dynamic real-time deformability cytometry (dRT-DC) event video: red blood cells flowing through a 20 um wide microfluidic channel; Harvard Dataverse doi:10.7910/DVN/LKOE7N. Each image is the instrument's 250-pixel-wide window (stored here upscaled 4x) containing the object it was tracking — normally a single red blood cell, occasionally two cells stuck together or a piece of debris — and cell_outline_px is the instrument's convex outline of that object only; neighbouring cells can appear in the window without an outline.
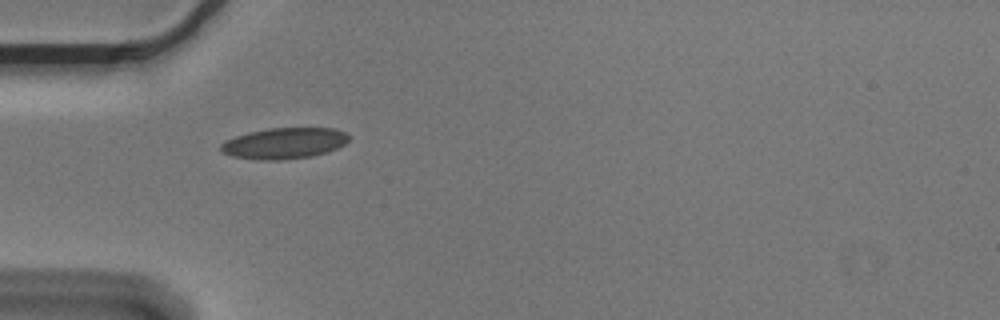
{"species": "Egyptian fruit bat (a non-hibernating species)", "species_latin": "Rousettus aegyptiacus", "temperature_condition": "cold", "stored_images_in_passage": 4, "camera_frame_rate_fps": 3000, "um_per_image_px": 0.085, "animal": {"sex": "male"}, "frame": {"image": 1, "passage_image": 1, "time_ms": 0.0, "image_size_px": [1000, 320], "cell_outline_px": [[348, 140], [344, 144], [328, 152], [312, 156], [280, 160], [260, 160], [232, 156], [220, 152], [220, 144], [224, 140], [248, 132], [268, 128], [336, 128], [344, 132], [348, 136]], "centroid_in_image_um": [24.12, 12.18], "position_along_channel_um": 60.9, "area_um2": 23.24}}
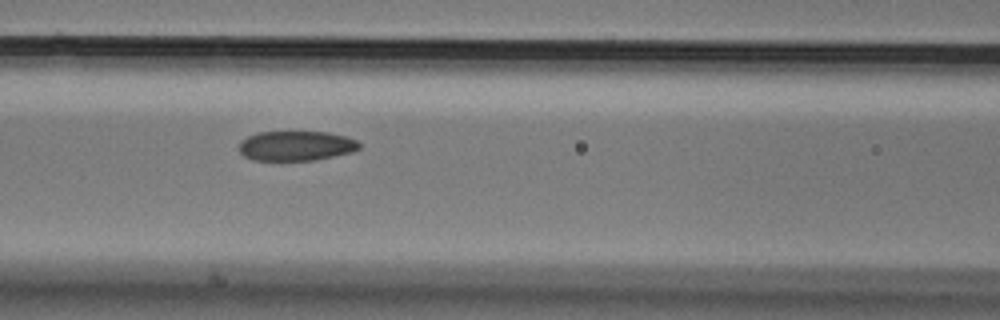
{"frame": {"image": 2, "passage_image": 3, "time_ms": 0.667, "image_size_px": [1000, 320], "cell_outline_px": [[360, 148], [352, 152], [316, 160], [252, 160], [244, 156], [240, 152], [240, 140], [256, 132], [328, 132], [344, 136], [356, 140], [360, 144]], "centroid_in_image_um": [25.15, 12.39], "position_along_channel_um": 141.4, "area_um2": 20.87}}
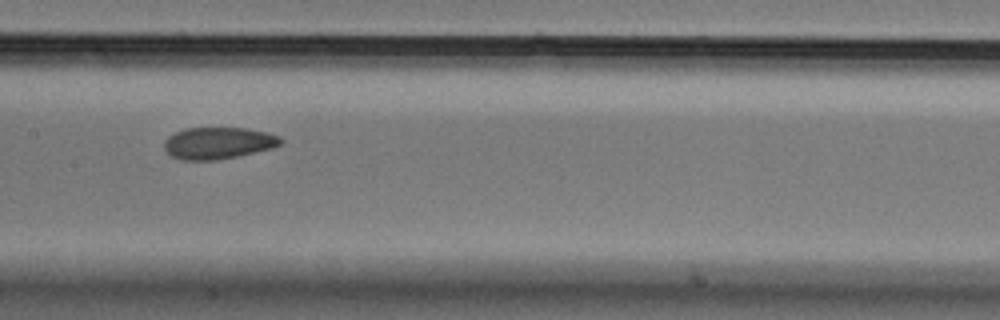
{"frame": {"image": 3, "passage_image": 4, "time_ms": 1.0, "image_size_px": [1000, 320], "cell_outline_px": [[284, 140], [280, 144], [272, 148], [236, 156], [216, 160], [180, 160], [172, 156], [164, 148], [164, 140], [168, 136], [184, 128], [248, 128], [268, 132], [280, 136]], "centroid_in_image_um": [18.55, 12.15], "position_along_channel_um": 188.8, "area_um2": 21.62}}